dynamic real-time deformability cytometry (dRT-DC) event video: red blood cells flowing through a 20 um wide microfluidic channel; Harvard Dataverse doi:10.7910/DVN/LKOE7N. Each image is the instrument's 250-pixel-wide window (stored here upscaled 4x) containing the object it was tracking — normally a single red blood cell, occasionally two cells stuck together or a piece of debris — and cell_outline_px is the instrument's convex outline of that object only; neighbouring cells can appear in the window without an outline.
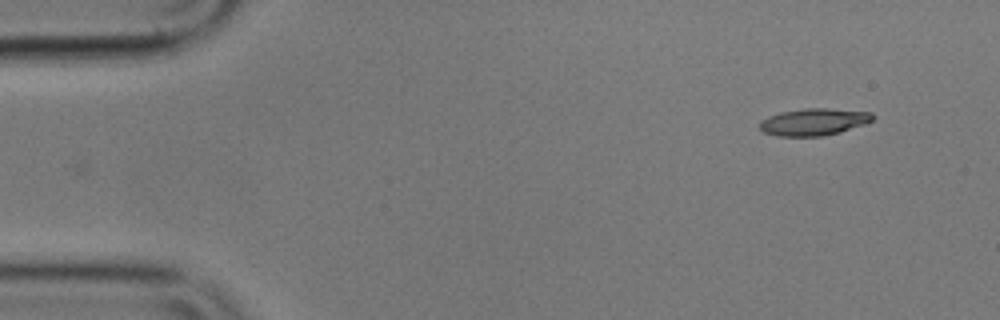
{"species": "common noctule bat (a hibernating species)", "species_latin": "Nyctalus noctula", "temperature_condition": "cold", "stored_images_in_passage": 46, "camera_frame_rate_fps": 3000, "um_per_image_px": 0.085, "animal": {"sex": "male", "body_mass_g": 17.9}, "frame": {"image": 1, "passage_image": 1, "time_ms": 0.0, "image_size_px": [1000, 320], "cell_outline_px": [[876, 116], [872, 120], [864, 124], [840, 132], [824, 136], [776, 136], [764, 132], [760, 128], [760, 120], [768, 116], [780, 112], [804, 108], [828, 108], [872, 112]], "centroid_in_image_um": [69.17, 10.35], "position_along_channel_um": 15.8, "area_um2": 17.92}}
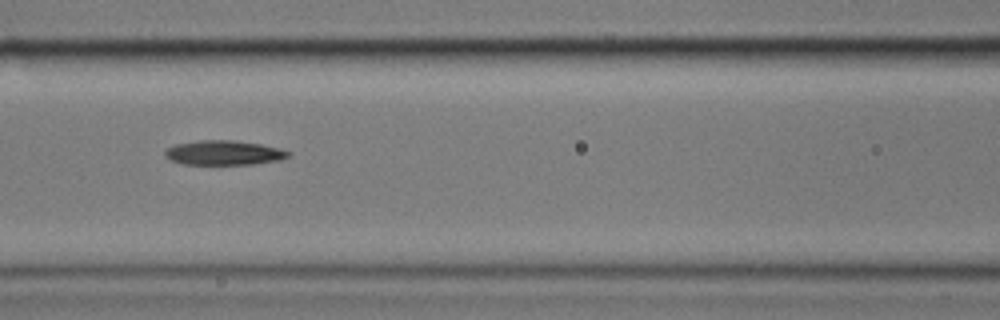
{"frame": {"image": 2, "passage_image": 20, "time_ms": 6.333, "image_size_px": [1000, 320], "cell_outline_px": [[292, 152], [288, 156], [280, 160], [252, 164], [184, 164], [168, 160], [164, 156], [164, 152], [168, 148], [176, 144], [200, 140], [232, 140], [260, 144], [280, 148]], "centroid_in_image_um": [19.01, 12.98], "position_along_channel_um": 147.6, "area_um2": 17.63}}
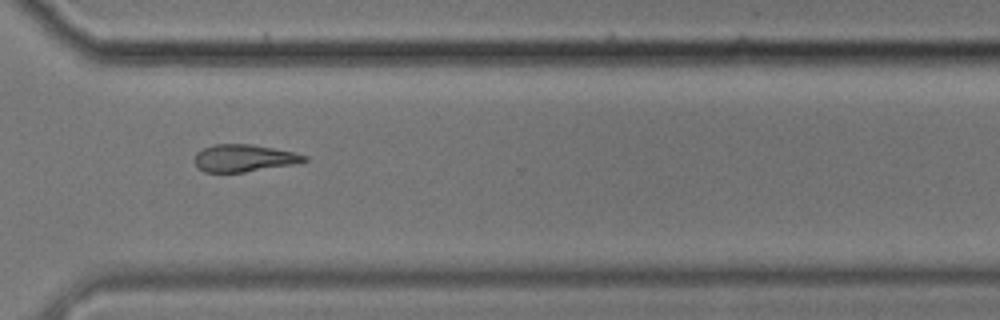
{"frame": {"image": 3, "passage_image": 37, "time_ms": 12.0, "image_size_px": [1000, 320], "cell_outline_px": [[308, 160], [296, 164], [244, 172], [204, 172], [196, 164], [196, 152], [212, 144], [252, 144], [292, 152], [308, 156]], "centroid_in_image_um": [20.76, 13.44], "position_along_channel_um": 349.8, "area_um2": 17.28}, "authors_computed_cell_mechanics": {"area_um2": 17.6001, "velocity_mm_per_s": 3.5789, "shape_relaxation_time_tau1_ms": 5.2751, "shape_relaxation_time_tau2_ms": null, "deformation_change_tau1": 0.106, "deformation_change_tau2": null}}